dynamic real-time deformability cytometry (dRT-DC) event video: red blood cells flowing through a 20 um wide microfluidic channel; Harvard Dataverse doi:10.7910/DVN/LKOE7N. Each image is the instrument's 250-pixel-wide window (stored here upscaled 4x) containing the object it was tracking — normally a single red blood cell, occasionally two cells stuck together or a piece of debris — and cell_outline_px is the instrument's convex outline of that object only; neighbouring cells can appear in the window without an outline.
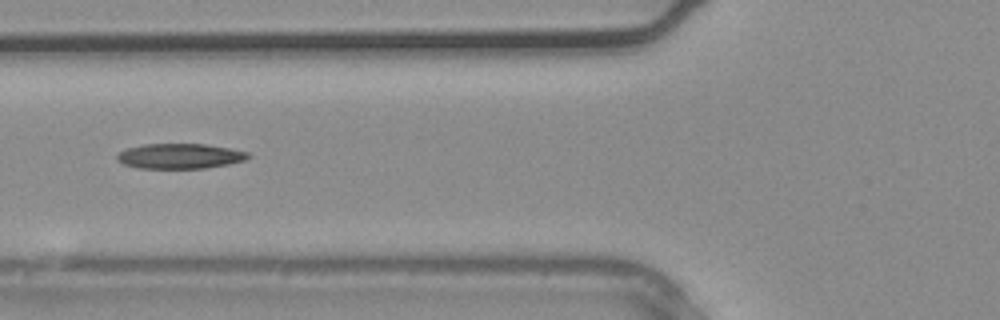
{"species": "common noctule bat (a hibernating species)", "species_latin": "Nyctalus noctula", "temperature_condition": "warm", "stored_images_in_passage": 14, "camera_frame_rate_fps": 3000, "um_per_image_px": 0.085, "animal": {"sex": "male", "body_mass_g": 20.4}, "frame": {"image": 1, "passage_image": 7, "time_ms": 2.0, "image_size_px": [1000, 320], "cell_outline_px": [[252, 156], [248, 160], [228, 164], [204, 168], [140, 168], [124, 164], [116, 160], [116, 156], [120, 152], [128, 148], [144, 144], [204, 144], [228, 148], [248, 152]], "centroid_in_image_um": [15.32, 13.27], "position_along_channel_um": 110.5, "area_um2": 19.13}}